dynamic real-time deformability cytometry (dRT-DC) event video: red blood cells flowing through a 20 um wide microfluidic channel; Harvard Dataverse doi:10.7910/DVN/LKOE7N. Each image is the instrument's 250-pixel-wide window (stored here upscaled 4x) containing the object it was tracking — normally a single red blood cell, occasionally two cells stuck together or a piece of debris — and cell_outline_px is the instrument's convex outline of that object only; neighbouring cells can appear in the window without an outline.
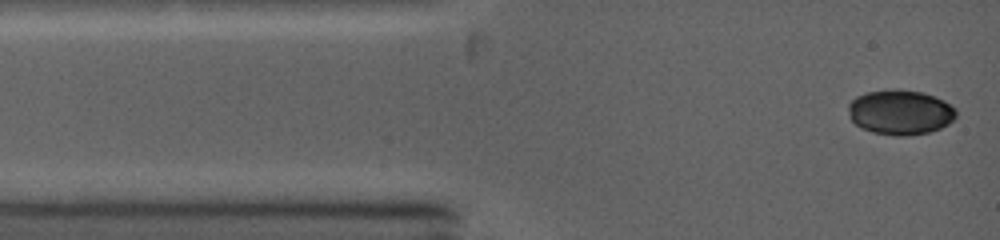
{"species": "common noctule bat (a hibernating species)", "species_latin": "Nyctalus noctula", "temperature_condition": "warm", "stored_images_in_passage": 42, "camera_frame_rate_fps": 5000, "um_per_image_px": 0.085, "animal": {"sex": "female", "body_mass_g": 19.0, "forearm_length_mm": 53.3}, "frame": {"image": 1, "passage_image": 1, "time_ms": 0.0, "image_size_px": [1000, 240], "cell_outline_px": [[956, 116], [948, 124], [932, 132], [908, 136], [896, 136], [872, 132], [856, 124], [852, 120], [848, 112], [848, 104], [856, 96], [868, 92], [888, 88], [900, 88], [924, 92], [936, 96], [944, 100], [956, 108]], "centroid_in_image_um": [76.55, 9.52], "position_along_channel_um": 8.5, "area_um2": 28.67}}
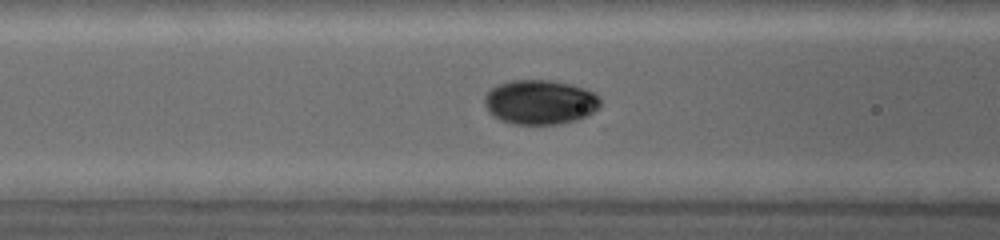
{"frame": {"image": 2, "passage_image": 15, "time_ms": 3.8, "image_size_px": [1000, 240], "cell_outline_px": [[600, 108], [576, 120], [560, 124], [512, 124], [500, 120], [492, 116], [488, 112], [484, 104], [484, 96], [492, 88], [500, 84], [512, 80], [548, 80], [568, 84], [584, 88], [592, 92], [600, 100]], "centroid_in_image_um": [45.86, 8.69], "position_along_channel_um": 120.7, "area_um2": 29.94}}
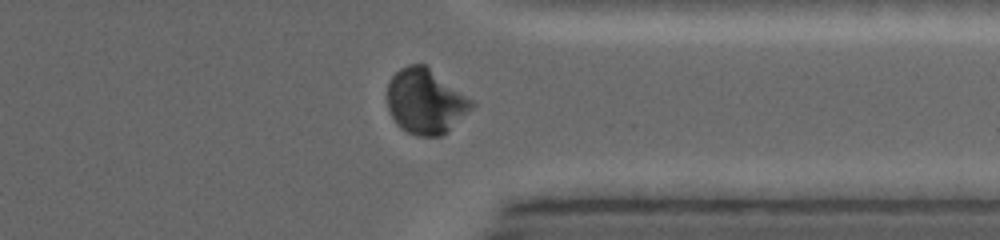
{"frame": {"image": 3, "passage_image": 39, "time_ms": 9.8, "image_size_px": [1000, 240], "cell_outline_px": [[476, 104], [448, 132], [440, 136], [416, 136], [400, 128], [396, 124], [388, 108], [388, 84], [392, 76], [400, 68], [408, 64], [424, 64], [476, 100]], "centroid_in_image_um": [36.21, 8.62], "position_along_channel_um": 375.2, "area_um2": 32.31}}